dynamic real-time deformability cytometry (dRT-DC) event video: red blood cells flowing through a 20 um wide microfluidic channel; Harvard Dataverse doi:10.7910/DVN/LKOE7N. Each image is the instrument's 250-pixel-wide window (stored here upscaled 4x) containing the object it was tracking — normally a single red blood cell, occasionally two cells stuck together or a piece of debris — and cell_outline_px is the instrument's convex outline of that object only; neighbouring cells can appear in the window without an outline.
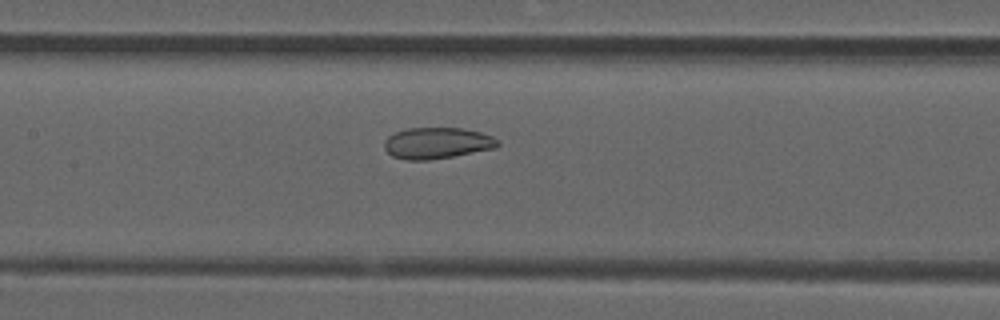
{"species": "common noctule bat (a hibernating species)", "species_latin": "Nyctalus noctula", "temperature_condition": "room temperature", "stored_images_in_passage": 44, "camera_frame_rate_fps": 3000, "um_per_image_px": 0.085, "animal": {"sex": "male", "forearm_length_mm": 52.5}, "frame": {"image": 1, "passage_image": 16, "time_ms": 5.0, "image_size_px": [1000, 320], "cell_outline_px": [[500, 144], [496, 148], [452, 156], [428, 160], [404, 160], [392, 156], [384, 148], [384, 140], [388, 136], [396, 132], [408, 128], [460, 128], [480, 132], [492, 136], [500, 140]], "centroid_in_image_um": [37.14, 12.16], "position_along_channel_um": 170.3, "area_um2": 20.69}}
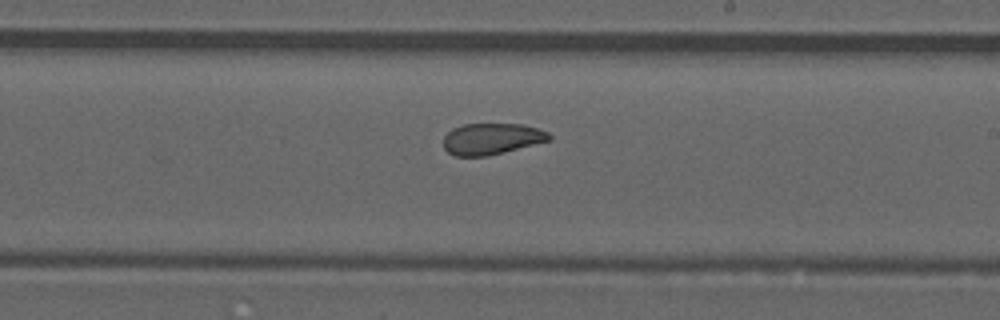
{"frame": {"image": 2, "passage_image": 22, "time_ms": 7.0, "image_size_px": [1000, 320], "cell_outline_px": [[552, 140], [488, 156], [456, 156], [448, 152], [444, 148], [444, 136], [452, 128], [464, 124], [524, 124], [548, 132], [552, 136]], "centroid_in_image_um": [41.8, 11.8], "position_along_channel_um": 247.2, "area_um2": 19.36}}
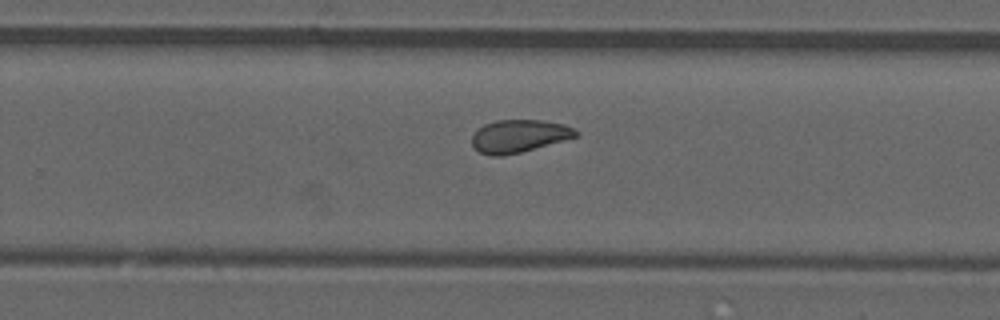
{"frame": {"image": 3, "passage_image": 25, "time_ms": 8.0, "image_size_px": [1000, 320], "cell_outline_px": [[580, 132], [576, 136], [520, 152], [504, 156], [492, 156], [480, 152], [472, 144], [472, 136], [484, 124], [496, 120], [544, 120], [564, 124]], "centroid_in_image_um": [44.1, 11.55], "position_along_channel_um": 285.7, "area_um2": 19.48}, "authors_computed_cell_mechanics": {"area_um2": 20.6924, "velocity_mm_per_s": 3.8705, "shape_relaxation_time_tau1_ms": null, "shape_relaxation_time_tau2_ms": 1.8817, "deformation_change_tau1": null, "deformation_change_tau2": 0.0708}}